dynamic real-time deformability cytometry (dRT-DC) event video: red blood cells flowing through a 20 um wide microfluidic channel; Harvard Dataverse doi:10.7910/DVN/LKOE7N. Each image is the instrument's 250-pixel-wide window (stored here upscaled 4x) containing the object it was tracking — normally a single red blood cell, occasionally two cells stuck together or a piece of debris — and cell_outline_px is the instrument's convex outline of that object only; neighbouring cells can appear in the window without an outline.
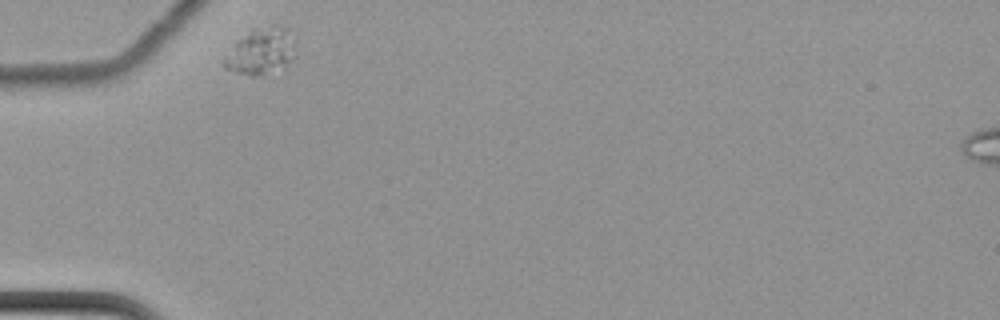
{"species": "common noctule bat (a hibernating species)", "species_latin": "Nyctalus noctula", "temperature_condition": "cold", "stored_images_in_passage": 37, "camera_frame_rate_fps": 3000, "um_per_image_px": 0.085, "animal": {"sex": "female", "body_mass_g": 22.7, "forearm_length_mm": 54.2}, "frame": {"image": 1, "passage_image": 1, "time_ms": 0.0, "image_size_px": [1000, 320], "cell_outline_px": [[296, 56], [284, 68], [256, 76], [248, 76], [224, 68], [224, 60], [236, 40], [252, 28], [272, 24], [276, 24], [284, 28], [292, 44]], "centroid_in_image_um": [22.15, 4.37], "position_along_channel_um": 62.8, "area_um2": 19.07}}
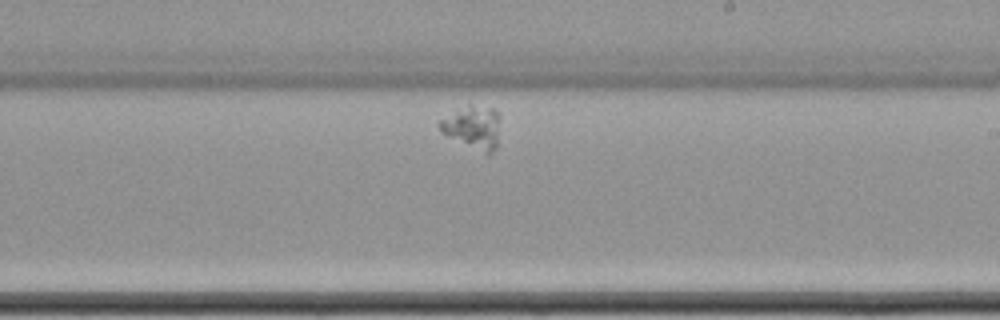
{"frame": {"image": 2, "passage_image": 22, "time_ms": 7.0, "image_size_px": [1000, 320], "cell_outline_px": [[500, 116], [496, 148], [488, 156], [440, 132], [436, 124], [440, 120], [456, 112], [472, 108], [492, 108]], "centroid_in_image_um": [40.21, 10.92], "position_along_channel_um": 248.8, "area_um2": 14.51}}
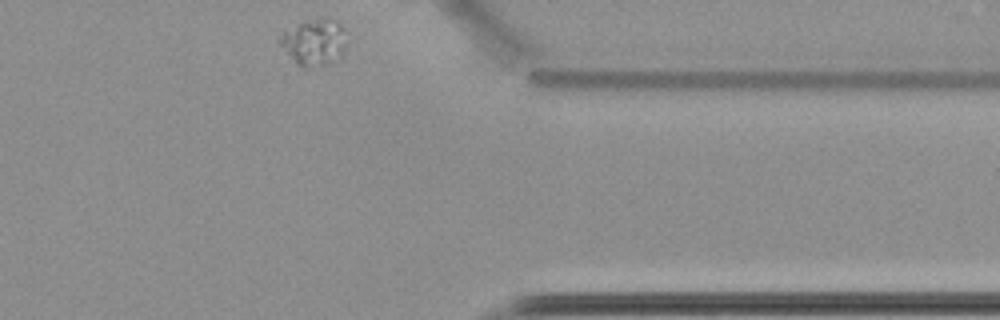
{"frame": {"image": 3, "passage_image": 37, "time_ms": 12.0, "image_size_px": [1000, 320], "cell_outline_px": [[344, 48], [332, 64], [308, 68], [304, 68], [296, 64], [276, 40], [276, 36], [316, 16], [328, 16], [340, 24], [344, 28]], "centroid_in_image_um": [26.67, 3.57], "position_along_channel_um": 384.7, "area_um2": 18.21}}